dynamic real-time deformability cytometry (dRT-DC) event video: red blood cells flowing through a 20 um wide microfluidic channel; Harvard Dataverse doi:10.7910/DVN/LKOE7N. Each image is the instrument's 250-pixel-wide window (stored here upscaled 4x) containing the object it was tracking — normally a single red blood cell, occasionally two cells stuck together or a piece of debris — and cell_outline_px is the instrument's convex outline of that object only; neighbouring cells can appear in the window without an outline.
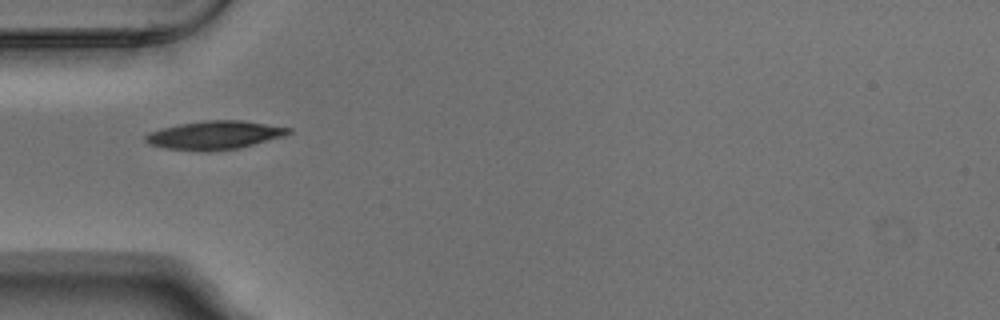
{"species": "Egyptian fruit bat (a non-hibernating species)", "species_latin": "Rousettus aegyptiacus", "temperature_condition": "warm", "stored_images_in_passage": 3, "camera_frame_rate_fps": 3000, "um_per_image_px": 0.085, "animal": {"sex": "male"}, "frame": {"image": 1, "passage_image": 1, "time_ms": 0.0, "image_size_px": [1000, 320], "cell_outline_px": [[292, 132], [284, 136], [240, 148], [208, 152], [204, 152], [164, 148], [148, 144], [144, 140], [144, 136], [148, 132], [160, 128], [180, 124], [204, 120], [240, 120], [292, 128]], "centroid_in_image_um": [18.21, 11.5], "position_along_channel_um": 66.8, "area_um2": 23.99}}
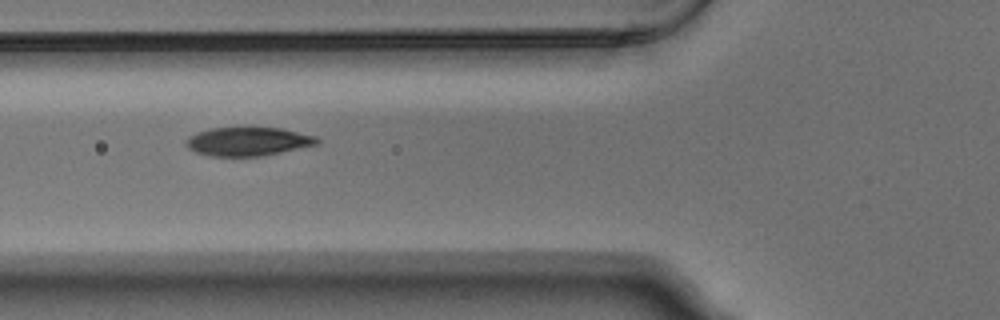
{"frame": {"image": 2, "passage_image": 2, "time_ms": 0.333, "image_size_px": [1000, 320], "cell_outline_px": [[320, 144], [264, 156], [212, 156], [196, 152], [188, 148], [184, 144], [184, 140], [188, 136], [196, 132], [208, 128], [244, 124], [280, 128], [316, 136], [320, 140]], "centroid_in_image_um": [21.05, 11.97], "position_along_channel_um": 104.7, "area_um2": 23.12}}
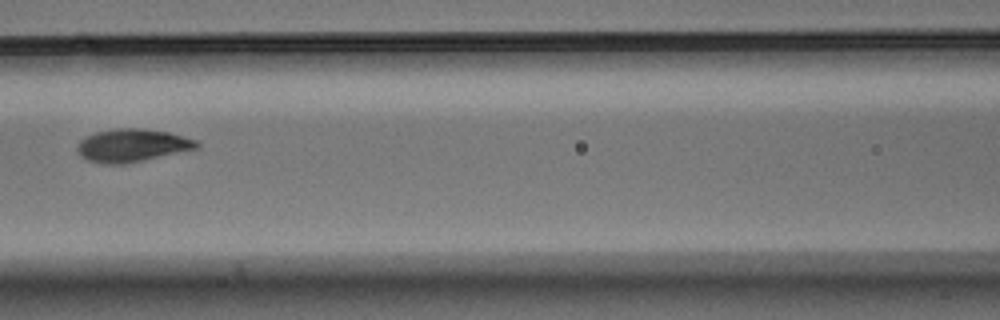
{"frame": {"image": 3, "passage_image": 3, "time_ms": 0.667, "image_size_px": [1000, 320], "cell_outline_px": [[200, 148], [124, 164], [108, 164], [88, 160], [80, 156], [76, 148], [76, 144], [80, 140], [96, 132], [116, 128], [144, 128], [168, 132], [196, 140], [200, 144]], "centroid_in_image_um": [11.23, 12.35], "position_along_channel_um": 155.4, "area_um2": 22.89}}